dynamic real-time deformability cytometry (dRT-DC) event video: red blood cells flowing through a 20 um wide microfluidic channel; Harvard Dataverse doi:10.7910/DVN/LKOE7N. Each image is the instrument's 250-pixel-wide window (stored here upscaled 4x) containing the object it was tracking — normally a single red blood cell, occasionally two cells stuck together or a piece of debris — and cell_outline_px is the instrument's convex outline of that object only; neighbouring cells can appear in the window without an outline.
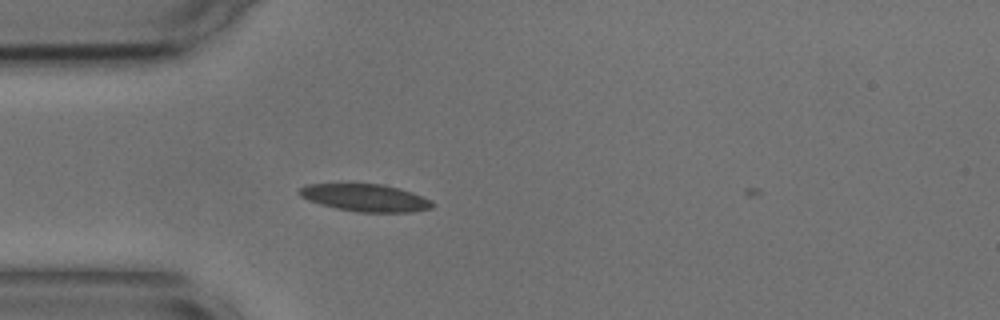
{"species": "common noctule bat (a hibernating species)", "species_latin": "Nyctalus noctula", "temperature_condition": "cold", "stored_images_in_passage": 35, "camera_frame_rate_fps": 3000, "um_per_image_px": 0.085, "animal": {"sex": "male", "body_mass_g": 17.9, "forearm_length_mm": 54.2}, "frame": {"image": 1, "passage_image": 1, "time_ms": 0.0, "image_size_px": [1000, 320], "cell_outline_px": [[436, 204], [432, 208], [412, 212], [356, 212], [336, 208], [320, 204], [308, 200], [300, 196], [296, 192], [300, 188], [308, 184], [384, 184], [400, 188], [412, 192], [432, 200]], "centroid_in_image_um": [31.08, 16.81], "position_along_channel_um": 53.9, "area_um2": 21.39}}
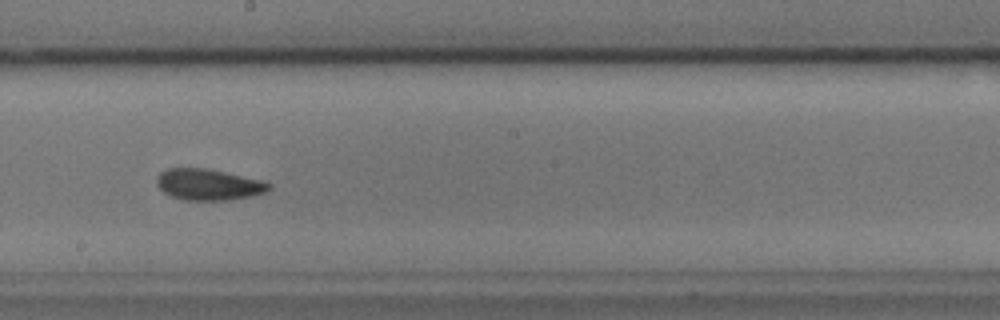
{"frame": {"image": 2, "passage_image": 16, "time_ms": 5.0, "image_size_px": [1000, 320], "cell_outline_px": [[272, 188], [264, 192], [252, 196], [228, 200], [184, 200], [172, 196], [164, 192], [156, 184], [156, 176], [160, 172], [168, 168], [208, 168], [260, 180], [272, 184]], "centroid_in_image_um": [17.7, 15.68], "position_along_channel_um": 230.5, "area_um2": 20.4}}
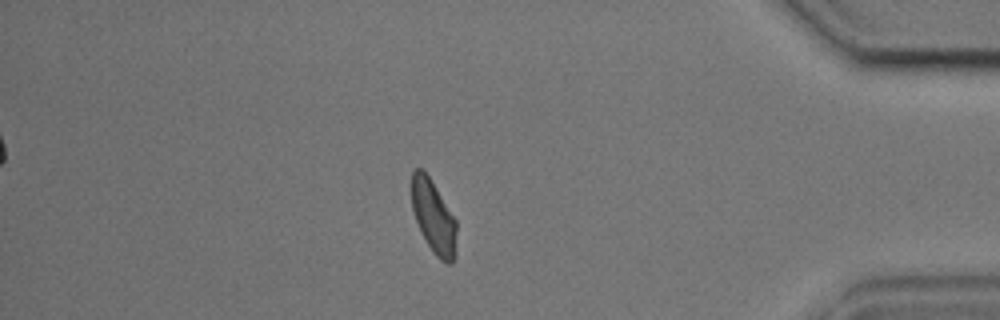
{"frame": {"image": 3, "passage_image": 33, "time_ms": 10.667, "image_size_px": [1000, 320], "cell_outline_px": [[456, 256], [452, 264], [448, 264], [440, 260], [436, 256], [420, 232], [412, 208], [412, 172], [416, 168], [420, 168], [428, 176], [456, 220]], "centroid_in_image_um": [36.86, 18.49], "position_along_channel_um": 398.3, "area_um2": 18.9}}